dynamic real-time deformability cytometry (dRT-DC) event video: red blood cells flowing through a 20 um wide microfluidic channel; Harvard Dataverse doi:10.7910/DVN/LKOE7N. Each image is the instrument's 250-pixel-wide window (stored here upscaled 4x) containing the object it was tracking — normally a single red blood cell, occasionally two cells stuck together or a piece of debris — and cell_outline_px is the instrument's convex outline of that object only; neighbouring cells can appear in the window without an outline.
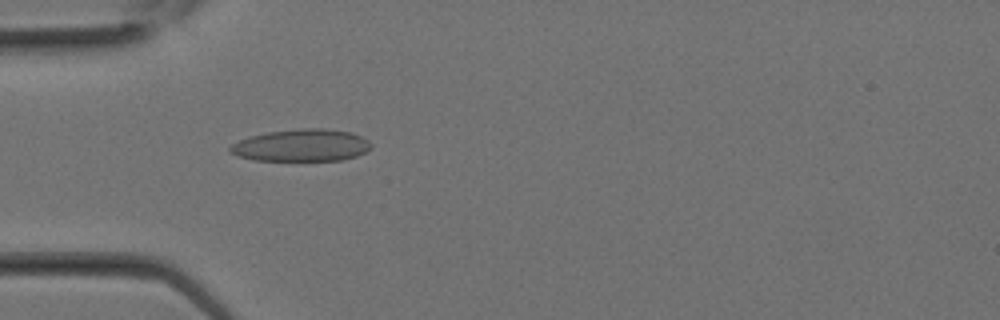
{"species": "Egyptian fruit bat (a non-hibernating species)", "species_latin": "Rousettus aegyptiacus", "temperature_condition": "room temperature", "stored_images_in_passage": 1, "camera_frame_rate_fps": 3000, "um_per_image_px": 0.085, "animal": {"sex": "female"}, "frame": {"image": 1, "passage_image": 1, "time_ms": 0.0, "image_size_px": [1000, 320], "cell_outline_px": [[372, 148], [356, 156], [340, 160], [256, 160], [240, 156], [228, 152], [228, 148], [232, 144], [240, 140], [252, 136], [268, 132], [300, 128], [324, 128], [352, 132], [368, 140], [372, 144]], "centroid_in_image_um": [25.65, 12.34], "position_along_channel_um": 59.3, "area_um2": 26.3}}